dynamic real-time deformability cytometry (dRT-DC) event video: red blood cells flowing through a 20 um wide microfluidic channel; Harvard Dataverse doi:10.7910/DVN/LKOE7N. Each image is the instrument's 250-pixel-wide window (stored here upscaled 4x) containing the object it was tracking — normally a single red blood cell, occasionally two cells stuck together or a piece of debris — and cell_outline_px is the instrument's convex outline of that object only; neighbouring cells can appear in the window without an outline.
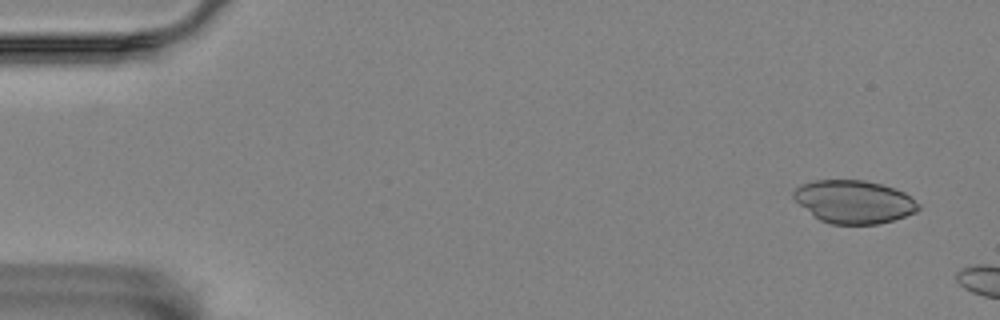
{"species": "Egyptian fruit bat (a non-hibernating species)", "species_latin": "Rousettus aegyptiacus", "temperature_condition": "room temperature", "stored_images_in_passage": 6, "camera_frame_rate_fps": 3000, "um_per_image_px": 0.085, "animal": {"sex": "female"}, "frame": {"image": 1, "passage_image": 1, "time_ms": 0.0, "image_size_px": [1000, 320], "cell_outline_px": [[920, 208], [916, 212], [880, 224], [832, 224], [820, 220], [800, 204], [792, 196], [792, 192], [800, 184], [812, 180], [864, 180], [880, 184], [904, 192], [920, 204]], "centroid_in_image_um": [72.58, 17.14], "position_along_channel_um": 12.4, "area_um2": 31.1}}